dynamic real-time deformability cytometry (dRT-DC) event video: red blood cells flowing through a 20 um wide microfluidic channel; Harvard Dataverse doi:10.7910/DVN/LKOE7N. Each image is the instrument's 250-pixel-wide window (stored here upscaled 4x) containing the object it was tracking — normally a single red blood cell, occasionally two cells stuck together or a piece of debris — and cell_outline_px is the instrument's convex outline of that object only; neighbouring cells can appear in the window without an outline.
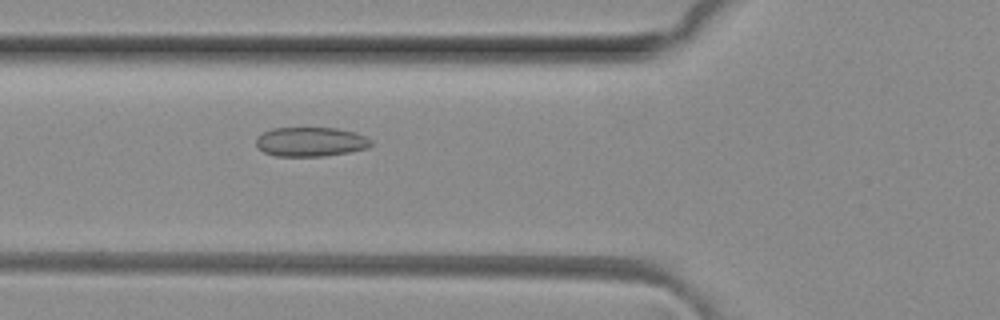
{"species": "common noctule bat (a hibernating species)", "species_latin": "Nyctalus noctula", "temperature_condition": "room temperature", "stored_images_in_passage": 5, "camera_frame_rate_fps": 3000, "um_per_image_px": 0.085, "animal": {"sex": "female", "body_mass_g": 29.2, "forearm_length_mm": 56.3}, "frame": {"image": 1, "passage_image": 5, "time_ms": 1.333, "image_size_px": [1000, 320], "cell_outline_px": [[372, 144], [368, 148], [348, 152], [324, 156], [276, 156], [264, 152], [256, 144], [256, 136], [272, 128], [336, 128], [356, 132], [372, 140]], "centroid_in_image_um": [26.41, 12.05], "position_along_channel_um": 99.4, "area_um2": 19.65}}